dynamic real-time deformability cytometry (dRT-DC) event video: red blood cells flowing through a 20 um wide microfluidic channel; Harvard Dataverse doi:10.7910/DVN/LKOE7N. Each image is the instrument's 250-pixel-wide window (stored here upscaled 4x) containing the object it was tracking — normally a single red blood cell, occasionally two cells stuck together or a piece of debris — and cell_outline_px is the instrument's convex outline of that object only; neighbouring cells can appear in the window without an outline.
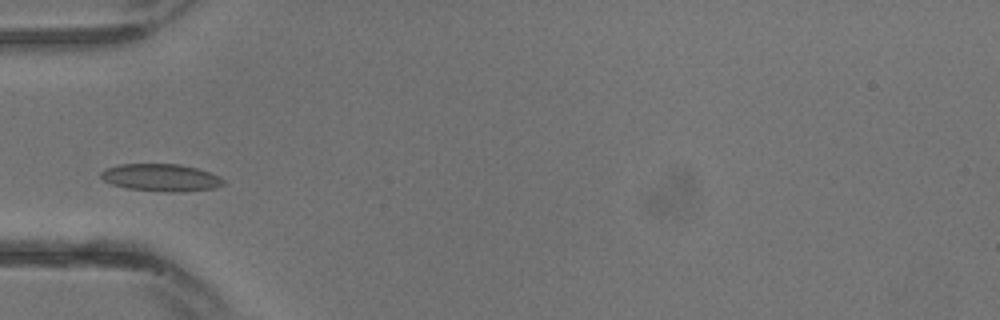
{"species": "common noctule bat (a hibernating species)", "species_latin": "Nyctalus noctula", "temperature_condition": "warm", "stored_images_in_passage": 12, "camera_frame_rate_fps": 3000, "um_per_image_px": 0.085, "animal": {"sex": "male", "body_mass_g": 13.3}, "frame": {"image": 1, "passage_image": 7, "time_ms": 2.0, "image_size_px": [1000, 320], "cell_outline_px": [[224, 184], [216, 188], [180, 192], [168, 192], [124, 188], [112, 184], [104, 180], [100, 176], [100, 172], [104, 168], [120, 164], [180, 164], [196, 168], [220, 176], [224, 180]], "centroid_in_image_um": [13.67, 15.1], "position_along_channel_um": 71.3, "area_um2": 19.65}}
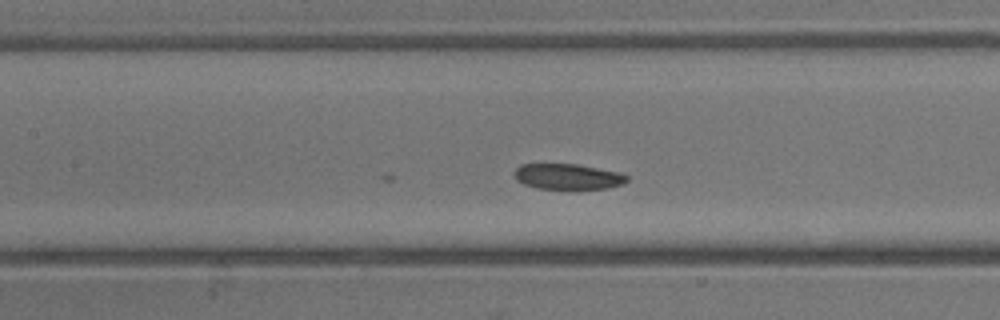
{"frame": {"image": 2, "passage_image": 11, "time_ms": 3.333, "image_size_px": [1000, 320], "cell_outline_px": [[628, 180], [624, 184], [608, 188], [536, 188], [524, 184], [516, 180], [512, 172], [520, 164], [576, 164], [620, 172], [628, 176]], "centroid_in_image_um": [48.25, 15.0], "position_along_channel_um": 159.2, "area_um2": 16.76}}